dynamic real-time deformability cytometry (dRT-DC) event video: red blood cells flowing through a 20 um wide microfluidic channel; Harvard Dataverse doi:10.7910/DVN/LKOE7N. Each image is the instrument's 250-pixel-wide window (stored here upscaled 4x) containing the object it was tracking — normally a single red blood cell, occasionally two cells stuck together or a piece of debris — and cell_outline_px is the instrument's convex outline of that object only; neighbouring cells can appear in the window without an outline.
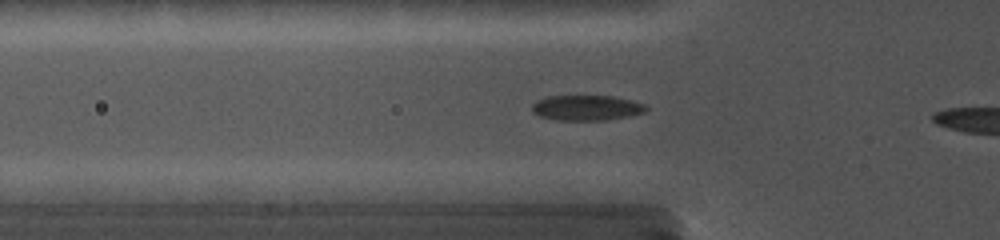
{"species": "common noctule bat (a hibernating species)", "species_latin": "Nyctalus noctula", "temperature_condition": "cold", "stored_images_in_passage": 16, "camera_frame_rate_fps": 5000, "um_per_image_px": 0.085, "animal": {"sex": "female", "body_mass_g": 19.0, "forearm_length_mm": 56.7}, "frame": {"image": 1, "passage_image": 5, "time_ms": 1.8, "image_size_px": [1000, 240], "cell_outline_px": [[648, 108], [644, 112], [628, 116], [604, 120], [556, 120], [540, 116], [532, 112], [532, 104], [536, 100], [548, 96], [612, 96], [632, 100], [644, 104]], "centroid_in_image_um": [49.83, 9.16], "position_along_channel_um": 76.0, "area_um2": 16.76}}
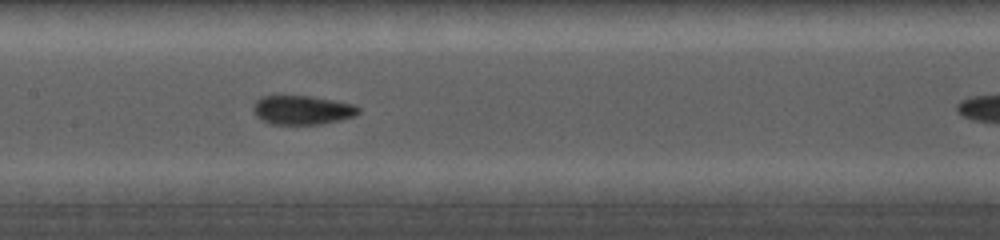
{"frame": {"image": 2, "passage_image": 12, "time_ms": 4.6, "image_size_px": [1000, 240], "cell_outline_px": [[360, 112], [356, 116], [340, 120], [320, 124], [272, 124], [260, 120], [256, 116], [252, 108], [252, 104], [260, 96], [308, 96], [356, 104], [360, 108]], "centroid_in_image_um": [25.68, 9.35], "position_along_channel_um": 181.7, "area_um2": 17.98}}
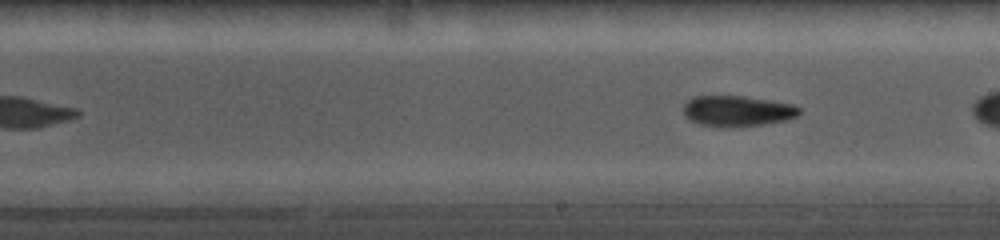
{"frame": {"image": 3, "passage_image": 16, "time_ms": 7.4, "image_size_px": [1000, 240], "cell_outline_px": [[800, 112], [796, 116], [788, 120], [764, 124], [724, 128], [700, 124], [684, 116], [684, 104], [692, 96], [744, 96], [772, 100], [792, 104], [800, 108]], "centroid_in_image_um": [62.68, 9.43], "position_along_channel_um": 226.3, "area_um2": 20.87}}